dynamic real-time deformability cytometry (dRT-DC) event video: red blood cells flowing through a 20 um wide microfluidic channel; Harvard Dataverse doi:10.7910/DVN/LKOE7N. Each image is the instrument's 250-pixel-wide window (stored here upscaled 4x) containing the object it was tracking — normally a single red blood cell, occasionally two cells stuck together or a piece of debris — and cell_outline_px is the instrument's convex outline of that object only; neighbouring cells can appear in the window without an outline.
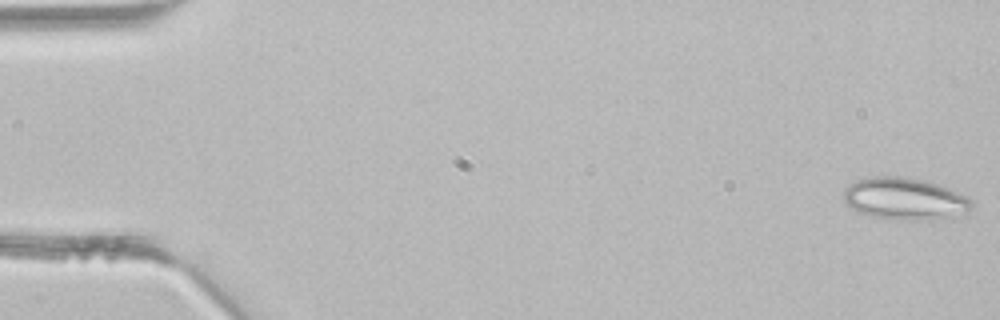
{"species": "common noctule bat (a hibernating species)", "species_latin": "Nyctalus noctula", "temperature_condition": "room temperature", "stored_images_in_passage": 43, "camera_frame_rate_fps": 3000, "um_per_image_px": 0.085, "animal": {"sex": "male", "body_mass_g": 21.5, "forearm_length_mm": 52.0}, "frame": {"image": 1, "passage_image": 1, "time_ms": 0.0, "image_size_px": [1000, 320], "cell_outline_px": [[972, 204], [968, 212], [952, 216], [932, 220], [896, 220], [872, 216], [860, 212], [852, 208], [844, 200], [844, 192], [848, 184], [856, 180], [872, 176], [908, 176], [924, 180], [952, 188], [968, 196], [972, 200]], "centroid_in_image_um": [76.94, 16.88], "position_along_channel_um": 8.1, "area_um2": 31.73}}
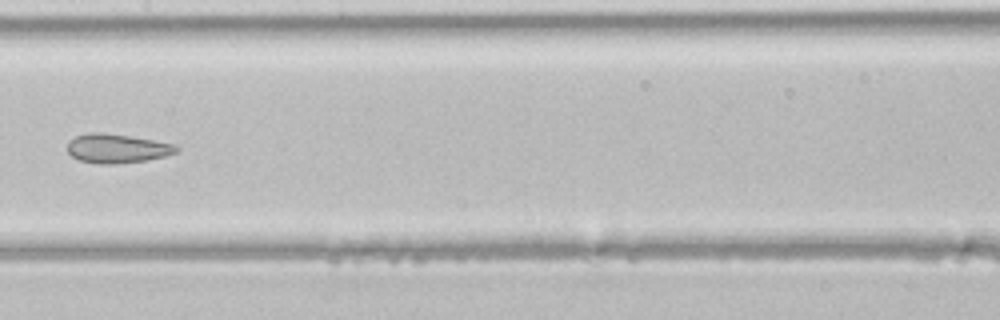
{"frame": {"image": 2, "passage_image": 22, "time_ms": 7.0, "image_size_px": [1000, 320], "cell_outline_px": [[180, 148], [176, 152], [164, 156], [144, 160], [116, 164], [96, 164], [80, 160], [72, 156], [68, 152], [68, 140], [76, 136], [88, 132], [100, 132], [128, 136], [176, 144]], "centroid_in_image_um": [9.92, 12.62], "position_along_channel_um": 197.5, "area_um2": 18.38}}
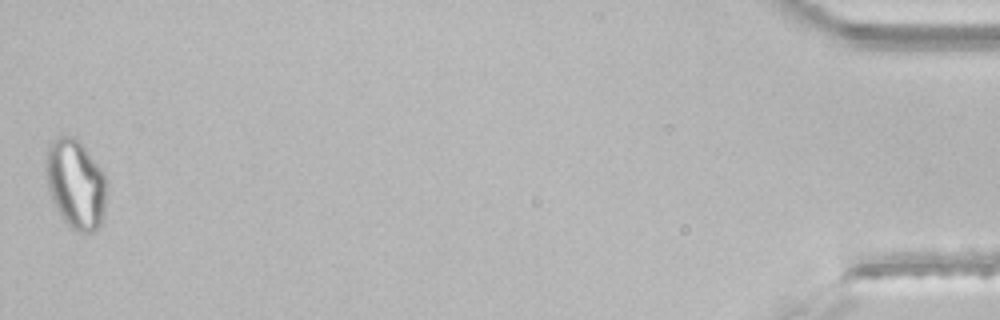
{"frame": {"image": 3, "passage_image": 43, "time_ms": 14.0, "image_size_px": [1000, 320], "cell_outline_px": [[104, 216], [96, 232], [80, 232], [72, 228], [64, 220], [56, 208], [52, 200], [48, 188], [48, 144], [60, 132], [76, 136], [80, 140], [104, 172]], "centroid_in_image_um": [6.44, 15.58], "position_along_channel_um": 428.8, "area_um2": 31.39}}